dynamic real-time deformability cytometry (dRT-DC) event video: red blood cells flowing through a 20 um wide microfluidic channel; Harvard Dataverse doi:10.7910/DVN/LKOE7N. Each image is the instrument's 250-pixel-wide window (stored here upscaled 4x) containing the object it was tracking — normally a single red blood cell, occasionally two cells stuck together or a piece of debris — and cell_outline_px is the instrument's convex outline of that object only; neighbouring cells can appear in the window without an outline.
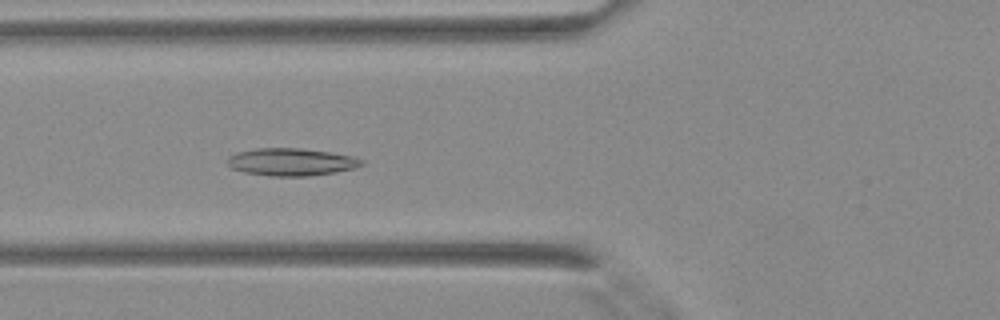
{"species": "Egyptian fruit bat (a non-hibernating species)", "species_latin": "Rousettus aegyptiacus", "temperature_condition": "warm", "stored_images_in_passage": 28, "camera_frame_rate_fps": 3000, "um_per_image_px": 0.085, "animal": {"sex": "female"}, "frame": {"image": 1, "passage_image": 3, "time_ms": 0.667, "image_size_px": [1000, 320], "cell_outline_px": [[364, 164], [356, 168], [336, 172], [308, 176], [272, 176], [244, 172], [232, 168], [228, 164], [228, 156], [236, 152], [256, 148], [296, 148], [328, 152], [352, 156], [364, 160]], "centroid_in_image_um": [24.76, 13.77], "position_along_channel_um": 101.0, "area_um2": 21.44}}
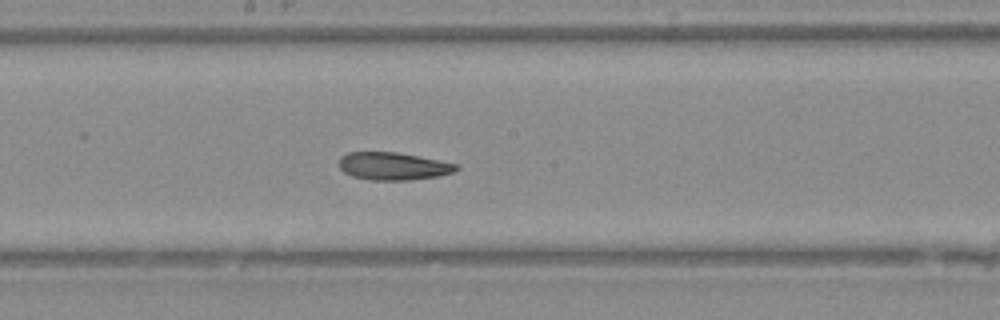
{"frame": {"image": 2, "passage_image": 10, "time_ms": 3.0, "image_size_px": [1000, 320], "cell_outline_px": [[460, 168], [452, 172], [440, 176], [408, 180], [372, 180], [352, 176], [344, 172], [340, 168], [340, 156], [348, 152], [396, 152], [460, 164]], "centroid_in_image_um": [33.44, 14.12], "position_along_channel_um": 214.8, "area_um2": 18.9}}
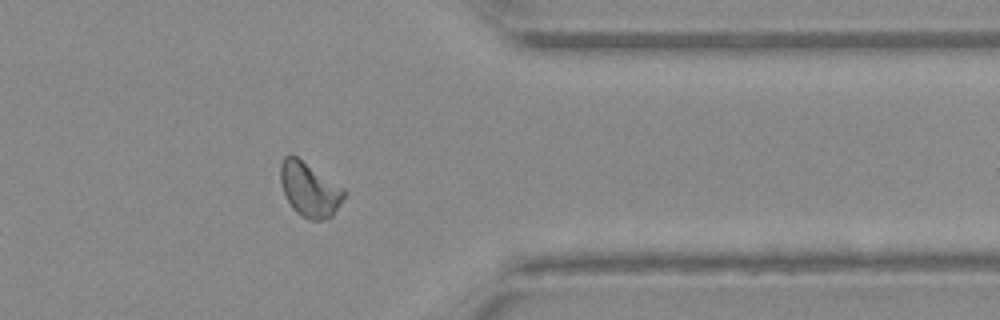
{"frame": {"image": 3, "passage_image": 21, "time_ms": 6.667, "image_size_px": [1000, 320], "cell_outline_px": [[348, 192], [332, 216], [324, 220], [308, 220], [300, 216], [292, 208], [284, 192], [280, 180], [280, 164], [284, 156], [296, 156], [344, 188]], "centroid_in_image_um": [26.32, 16.13], "position_along_channel_um": 385.1, "area_um2": 20.11}}